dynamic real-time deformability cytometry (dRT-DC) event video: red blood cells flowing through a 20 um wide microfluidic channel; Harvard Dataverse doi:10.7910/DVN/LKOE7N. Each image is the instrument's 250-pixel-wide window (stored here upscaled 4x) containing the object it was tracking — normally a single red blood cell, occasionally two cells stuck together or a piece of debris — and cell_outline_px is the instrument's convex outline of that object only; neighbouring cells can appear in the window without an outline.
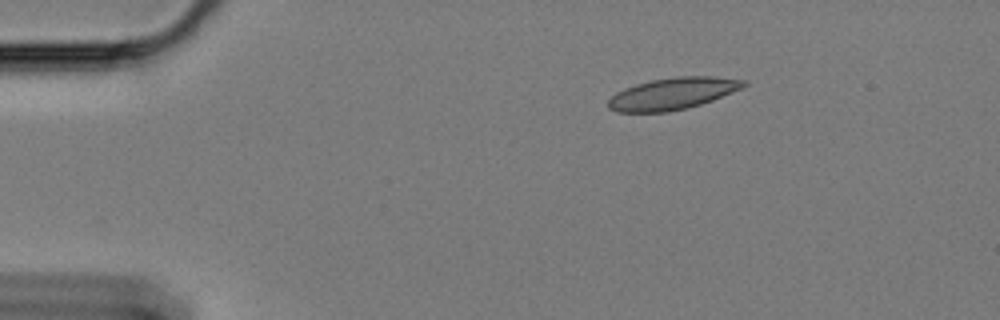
{"species": "Egyptian fruit bat (a non-hibernating species)", "species_latin": "Rousettus aegyptiacus", "temperature_condition": "cold", "stored_images_in_passage": 38, "camera_frame_rate_fps": 3000, "um_per_image_px": 0.085, "animal": {"sex": "female"}, "frame": {"image": 1, "passage_image": 1, "time_ms": 0.0, "image_size_px": [1000, 320], "cell_outline_px": [[748, 84], [744, 88], [712, 100], [700, 104], [668, 112], [616, 112], [608, 108], [608, 100], [616, 92], [624, 88], [636, 84], [652, 80], [676, 76], [712, 76], [748, 80]], "centroid_in_image_um": [57.2, 7.95], "position_along_channel_um": 27.8, "area_um2": 25.2}}
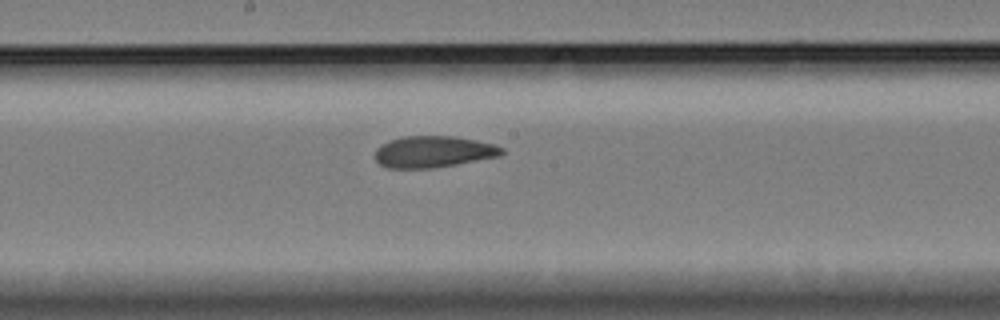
{"frame": {"image": 2, "passage_image": 23, "time_ms": 7.333, "image_size_px": [1000, 320], "cell_outline_px": [[504, 152], [500, 156], [456, 164], [432, 168], [388, 168], [380, 164], [376, 160], [376, 148], [392, 140], [404, 136], [452, 136], [476, 140], [492, 144], [504, 148]], "centroid_in_image_um": [36.86, 12.9], "position_along_channel_um": 211.3, "area_um2": 23.0}}
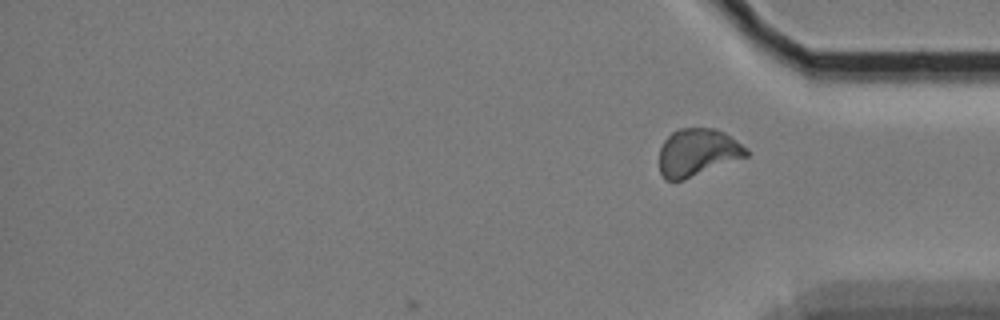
{"frame": {"image": 3, "passage_image": 38, "time_ms": 12.333, "image_size_px": [1000, 320], "cell_outline_px": [[752, 152], [748, 156], [684, 180], [664, 180], [660, 172], [660, 148], [664, 140], [672, 132], [680, 128], [716, 128], [724, 132], [748, 148]], "centroid_in_image_um": [59.32, 12.95], "position_along_channel_um": 375.9, "area_um2": 24.28}, "authors_computed_cell_mechanics": {"area_um2": 23.6402, "velocity_mm_per_s": 3.3464, "shape_relaxation_time_tau1_ms": null, "shape_relaxation_time_tau2_ms": 3.4159, "deformation_change_tau1": null, "deformation_change_tau2": 0.0794}}